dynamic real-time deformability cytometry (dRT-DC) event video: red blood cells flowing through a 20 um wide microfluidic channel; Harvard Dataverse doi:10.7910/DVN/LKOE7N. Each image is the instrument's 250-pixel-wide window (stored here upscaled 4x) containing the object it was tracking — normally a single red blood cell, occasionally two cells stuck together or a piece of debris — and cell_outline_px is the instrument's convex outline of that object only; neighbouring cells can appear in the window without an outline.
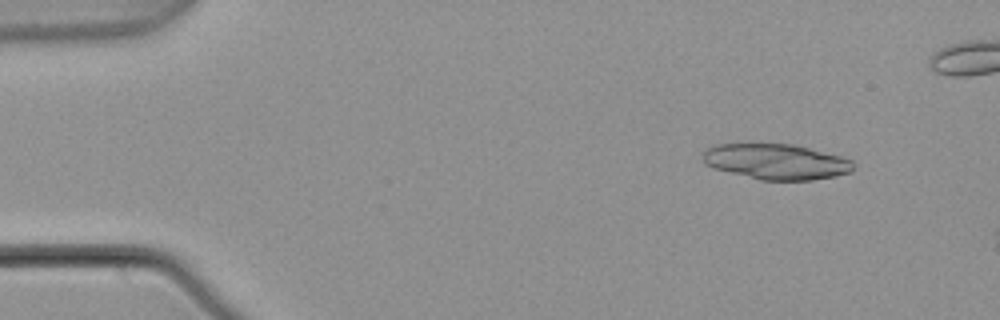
{"species": "common noctule bat (a hibernating species)", "species_latin": "Nyctalus noctula", "temperature_condition": "warm", "stored_images_in_passage": 3, "camera_frame_rate_fps": 3000, "um_per_image_px": 0.085, "animal": {"sex": "male", "body_mass_g": 21.5, "forearm_length_mm": 52.0}, "frame": {"image": 1, "passage_image": 1, "time_ms": 0.0, "image_size_px": [1000, 320], "cell_outline_px": [[852, 172], [836, 176], [812, 180], [760, 180], [716, 168], [704, 164], [704, 152], [708, 148], [716, 144], [792, 144], [840, 156], [852, 160]], "centroid_in_image_um": [65.99, 13.74], "position_along_channel_um": 19.0, "area_um2": 30.75}}